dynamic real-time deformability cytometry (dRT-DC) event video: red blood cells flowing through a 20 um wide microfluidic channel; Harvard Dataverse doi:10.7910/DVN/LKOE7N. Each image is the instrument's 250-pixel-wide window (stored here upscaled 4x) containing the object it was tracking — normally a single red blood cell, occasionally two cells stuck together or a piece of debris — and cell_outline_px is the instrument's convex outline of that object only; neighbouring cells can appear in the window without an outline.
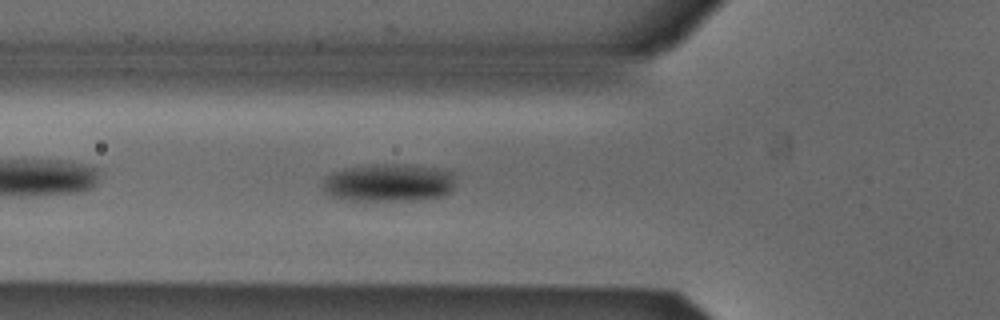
{"species": "Egyptian fruit bat (a non-hibernating species)", "species_latin": "Rousettus aegyptiacus", "temperature_condition": "cold", "stored_images_in_passage": 38, "camera_frame_rate_fps": 3000, "um_per_image_px": 0.085, "animal": {"sex": "male"}, "frame": {"image": 1, "passage_image": 5, "time_ms": 1.333, "image_size_px": [1000, 320], "cell_outline_px": [[452, 188], [444, 196], [412, 200], [352, 200], [332, 196], [324, 192], [324, 180], [332, 172], [344, 168], [364, 164], [408, 164], [432, 168], [452, 172]], "centroid_in_image_um": [32.99, 15.52], "position_along_channel_um": 92.8, "area_um2": 29.02}}
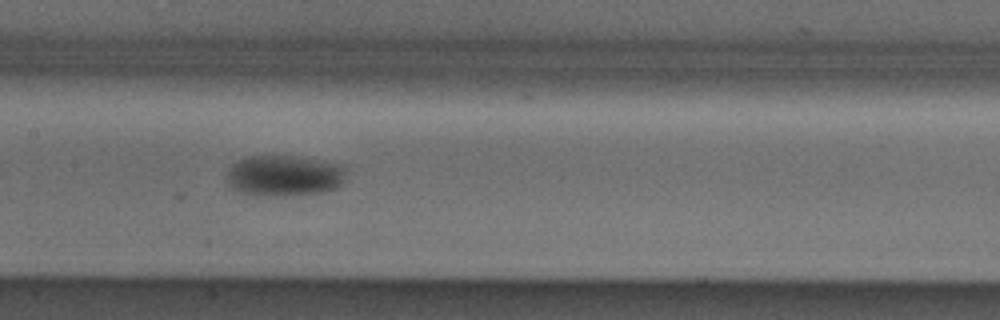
{"frame": {"image": 2, "passage_image": 12, "time_ms": 3.667, "image_size_px": [1000, 320], "cell_outline_px": [[344, 184], [336, 188], [324, 192], [244, 192], [232, 188], [228, 184], [228, 168], [232, 164], [248, 156], [296, 156], [344, 164]], "centroid_in_image_um": [24.22, 14.85], "position_along_channel_um": 183.2, "area_um2": 27.17}}
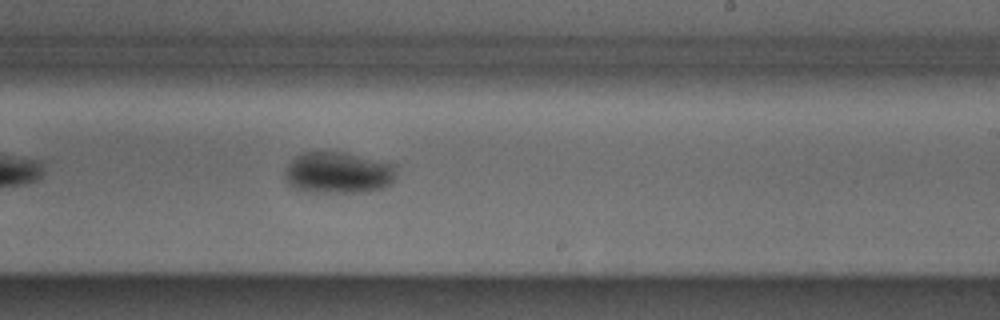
{"frame": {"image": 3, "passage_image": 18, "time_ms": 5.667, "image_size_px": [1000, 320], "cell_outline_px": [[392, 184], [384, 188], [364, 192], [304, 192], [292, 188], [284, 180], [284, 168], [296, 156], [304, 152], [344, 152], [392, 164]], "centroid_in_image_um": [28.64, 14.7], "position_along_channel_um": 260.4, "area_um2": 26.88}, "authors_computed_cell_mechanics": {"area_um2": 27.1371, "velocity_mm_per_s": 3.8707, "shape_relaxation_time_tau1_ms": 4.0495, "shape_relaxation_time_tau2_ms": null, "deformation_change_tau1": 0.1086, "deformation_change_tau2": null}}